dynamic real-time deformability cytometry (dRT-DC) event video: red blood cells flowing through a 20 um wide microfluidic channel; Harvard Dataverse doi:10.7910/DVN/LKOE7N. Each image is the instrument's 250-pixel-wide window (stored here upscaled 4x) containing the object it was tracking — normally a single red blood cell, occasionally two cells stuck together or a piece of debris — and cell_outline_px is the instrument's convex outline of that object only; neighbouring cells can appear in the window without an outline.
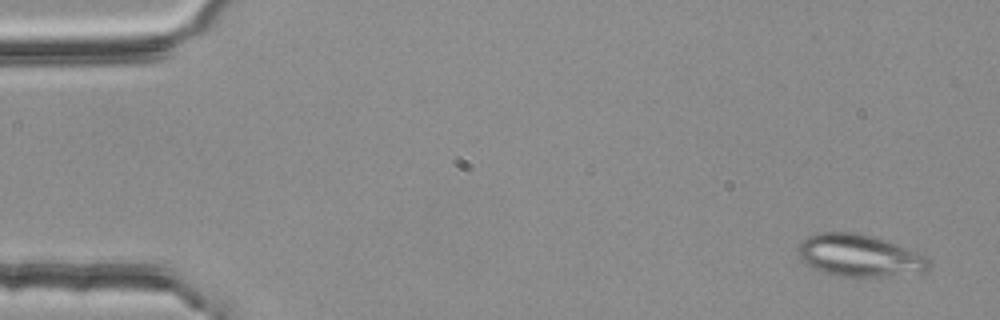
{"species": "common noctule bat (a hibernating species)", "species_latin": "Nyctalus noctula", "temperature_condition": "room temperature", "stored_images_in_passage": 4, "camera_frame_rate_fps": 3000, "um_per_image_px": 0.085, "animal": {"sex": "female", "body_mass_g": 25.1}, "frame": {"image": 1, "passage_image": 1, "time_ms": 0.0, "image_size_px": [1000, 320], "cell_outline_px": [[932, 264], [924, 272], [884, 276], [836, 276], [820, 272], [804, 264], [800, 260], [796, 248], [800, 240], [808, 236], [820, 232], [856, 232], [872, 236], [920, 252], [928, 256]], "centroid_in_image_um": [73.01, 21.72], "position_along_channel_um": 12.0, "area_um2": 32.66}}